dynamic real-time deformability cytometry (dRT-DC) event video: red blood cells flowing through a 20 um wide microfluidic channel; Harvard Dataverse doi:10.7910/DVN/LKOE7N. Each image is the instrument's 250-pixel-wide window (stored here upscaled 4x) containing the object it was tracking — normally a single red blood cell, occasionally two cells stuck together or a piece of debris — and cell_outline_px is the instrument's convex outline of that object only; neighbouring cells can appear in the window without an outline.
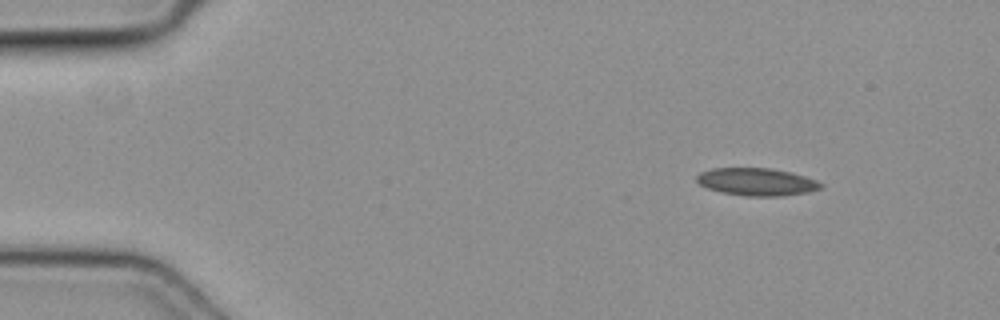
{"species": "common noctule bat (a hibernating species)", "species_latin": "Nyctalus noctula", "temperature_condition": "cold", "stored_images_in_passage": 46, "camera_frame_rate_fps": 3000, "um_per_image_px": 0.085, "animal": {"sex": "female", "body_mass_g": 19.3, "forearm_length_mm": 54.1}, "frame": {"image": 1, "passage_image": 1, "time_ms": 0.0, "image_size_px": [1000, 320], "cell_outline_px": [[824, 184], [820, 188], [808, 192], [780, 196], [748, 196], [720, 192], [708, 188], [700, 184], [696, 180], [696, 176], [700, 172], [712, 168], [772, 168], [804, 176], [816, 180]], "centroid_in_image_um": [64.3, 15.45], "position_along_channel_um": 20.7, "area_um2": 19.83}}
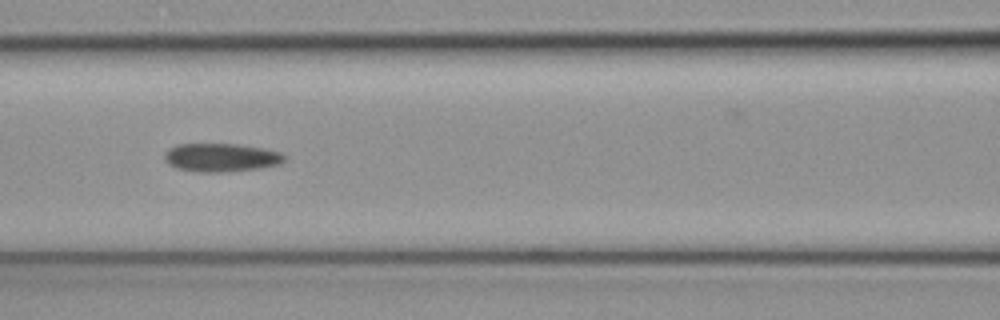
{"frame": {"image": 2, "passage_image": 17, "time_ms": 5.333, "image_size_px": [1000, 320], "cell_outline_px": [[288, 156], [280, 164], [260, 168], [228, 172], [196, 172], [176, 168], [168, 164], [164, 160], [164, 152], [168, 148], [180, 144], [236, 144], [260, 148], [280, 152]], "centroid_in_image_um": [18.77, 13.4], "position_along_channel_um": 147.8, "area_um2": 20.0}}
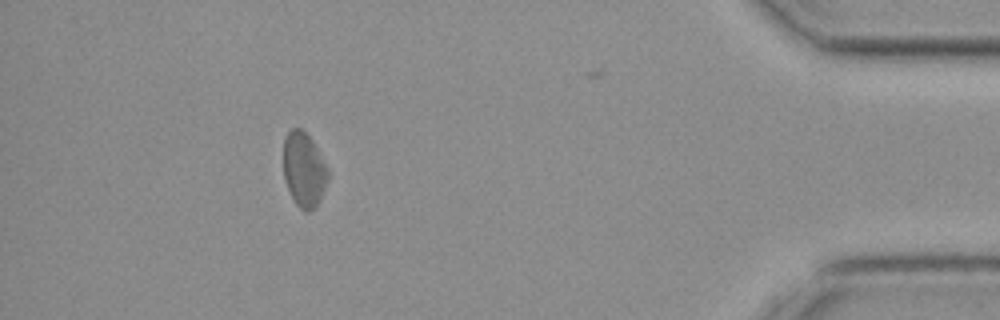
{"frame": {"image": 3, "passage_image": 40, "time_ms": 13.0, "image_size_px": [1000, 320], "cell_outline_px": [[328, 180], [320, 200], [316, 208], [308, 212], [304, 212], [296, 204], [284, 180], [284, 136], [292, 128], [300, 128], [312, 140], [328, 168]], "centroid_in_image_um": [25.84, 14.44], "position_along_channel_um": 409.4, "area_um2": 19.36}}